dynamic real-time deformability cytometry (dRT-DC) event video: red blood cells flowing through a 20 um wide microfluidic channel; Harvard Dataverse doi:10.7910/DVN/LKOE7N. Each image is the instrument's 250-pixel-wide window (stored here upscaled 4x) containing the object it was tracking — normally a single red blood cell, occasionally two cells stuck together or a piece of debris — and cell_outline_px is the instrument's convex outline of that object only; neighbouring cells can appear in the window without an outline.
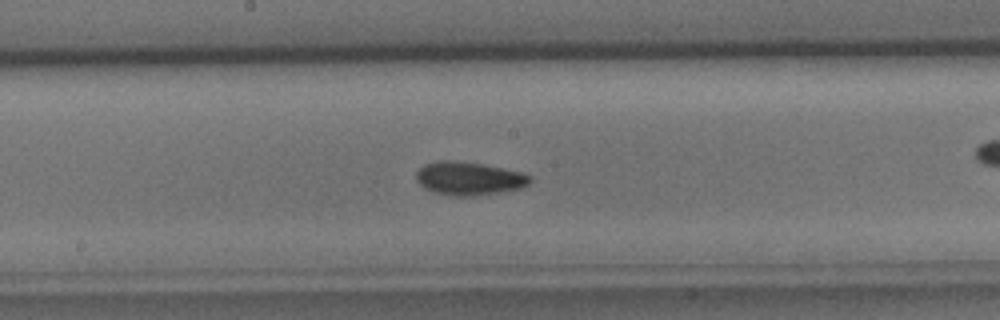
{"species": "common noctule bat (a hibernating species)", "species_latin": "Nyctalus noctula", "temperature_condition": "cold", "stored_images_in_passage": 39, "camera_frame_rate_fps": 3000, "um_per_image_px": 0.085, "animal": {"sex": "male", "body_mass_g": 15.6}, "frame": {"image": 1, "passage_image": 23, "time_ms": 7.333, "image_size_px": [1000, 320], "cell_outline_px": [[532, 180], [528, 184], [520, 188], [500, 192], [472, 196], [452, 196], [432, 192], [424, 188], [416, 180], [416, 172], [424, 164], [440, 160], [452, 160], [484, 164], [524, 172], [532, 176]], "centroid_in_image_um": [39.86, 15.16], "position_along_channel_um": 208.3, "area_um2": 22.31}}
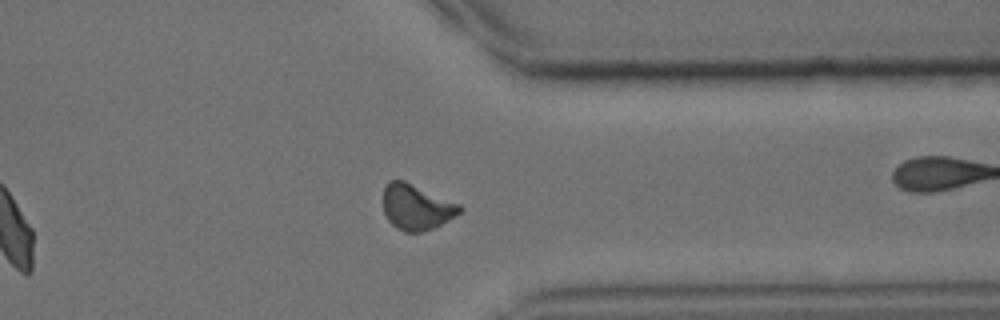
{"frame": {"image": 2, "passage_image": 34, "time_ms": 11.0, "image_size_px": [1000, 320], "cell_outline_px": [[464, 208], [456, 216], [432, 228], [420, 232], [404, 232], [396, 228], [388, 220], [384, 212], [384, 184], [388, 180], [404, 180], [460, 204]], "centroid_in_image_um": [35.39, 17.59], "position_along_channel_um": 376.0, "area_um2": 20.29}}